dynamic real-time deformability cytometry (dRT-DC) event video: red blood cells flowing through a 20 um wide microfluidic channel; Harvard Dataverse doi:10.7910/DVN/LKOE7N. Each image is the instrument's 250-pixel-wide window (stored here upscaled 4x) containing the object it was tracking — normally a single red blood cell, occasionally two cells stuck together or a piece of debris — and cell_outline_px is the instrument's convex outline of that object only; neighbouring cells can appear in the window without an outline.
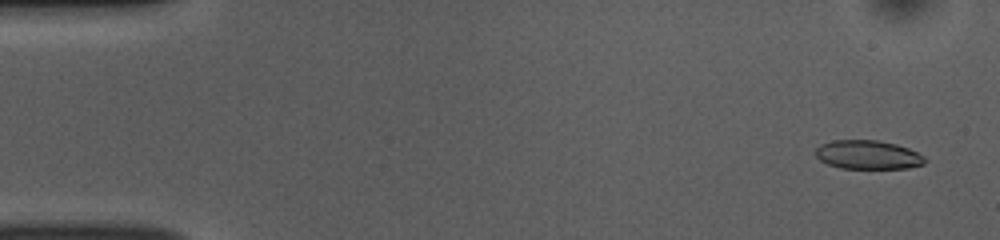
{"species": "common noctule bat (a hibernating species)", "species_latin": "Nyctalus noctula", "temperature_condition": "room temperature", "stored_images_in_passage": 52, "camera_frame_rate_fps": 3000, "um_per_image_px": 0.085, "animal": {"sex": "female", "body_mass_g": 10.0, "forearm_length_mm": 53.1}, "frame": {"image": 1, "passage_image": 3, "time_ms": 0.667, "image_size_px": [1000, 240], "cell_outline_px": [[924, 164], [908, 168], [840, 168], [828, 164], [820, 160], [816, 156], [816, 148], [820, 144], [832, 140], [876, 140], [896, 144], [908, 148], [924, 156]], "centroid_in_image_um": [73.74, 13.15], "position_along_channel_um": 11.3, "area_um2": 18.26}}
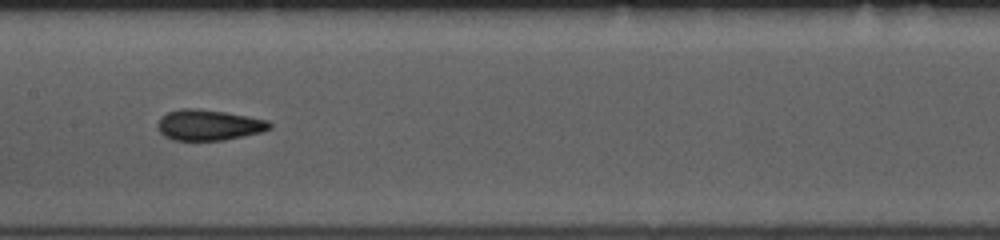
{"frame": {"image": 2, "passage_image": 26, "time_ms": 8.333, "image_size_px": [1000, 240], "cell_outline_px": [[272, 128], [260, 132], [224, 140], [172, 140], [164, 136], [156, 128], [156, 124], [160, 116], [168, 112], [180, 108], [196, 108], [224, 112], [248, 116], [268, 120], [272, 124]], "centroid_in_image_um": [17.69, 10.62], "position_along_channel_um": 189.7, "area_um2": 20.17}}
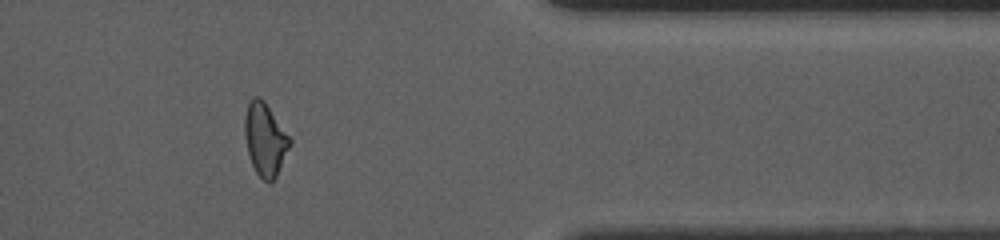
{"frame": {"image": 3, "passage_image": 43, "time_ms": 14.0, "image_size_px": [1000, 240], "cell_outline_px": [[292, 144], [272, 184], [268, 184], [256, 172], [252, 164], [248, 152], [244, 136], [244, 116], [248, 100], [252, 96], [260, 96], [264, 100], [292, 140]], "centroid_in_image_um": [22.52, 11.83], "position_along_channel_um": 388.9, "area_um2": 19.42}, "authors_computed_cell_mechanics": {"area_um2": 19.5942, "velocity_mm_per_s": 3.864, "shape_relaxation_time_tau1_ms": 3.9727, "shape_relaxation_time_tau2_ms": 1.8029, "deformation_change_tau1": 0.1527, "deformation_change_tau2": 0.0867}}